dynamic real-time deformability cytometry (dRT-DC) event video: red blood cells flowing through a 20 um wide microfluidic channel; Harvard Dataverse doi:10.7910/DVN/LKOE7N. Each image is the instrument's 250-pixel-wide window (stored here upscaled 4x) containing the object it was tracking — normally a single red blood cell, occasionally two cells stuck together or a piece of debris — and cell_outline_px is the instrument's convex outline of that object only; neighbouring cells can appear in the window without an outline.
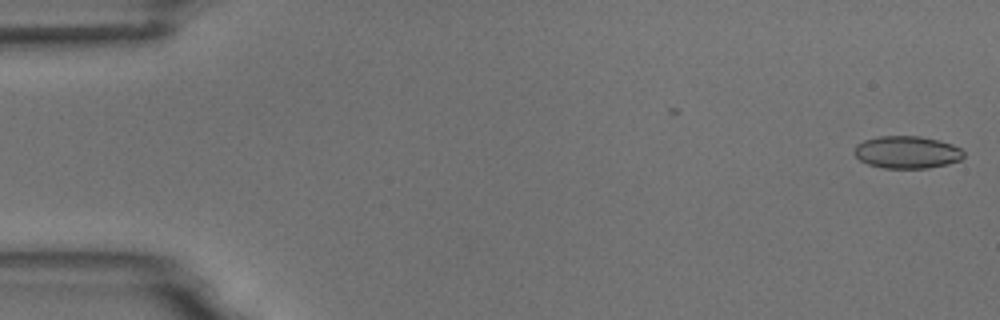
{"species": "common noctule bat (a hibernating species)", "species_latin": "Nyctalus noctula", "temperature_condition": "room temperature", "stored_images_in_passage": 2, "camera_frame_rate_fps": 3000, "um_per_image_px": 0.085, "animal": {"sex": "male", "body_mass_g": 18.8}, "frame": {"image": 1, "passage_image": 2, "time_ms": 1.0, "image_size_px": [1000, 320], "cell_outline_px": [[964, 156], [960, 160], [948, 164], [928, 168], [884, 168], [868, 164], [860, 160], [852, 152], [856, 144], [864, 140], [880, 136], [920, 136], [952, 144], [960, 148], [964, 152]], "centroid_in_image_um": [77.07, 12.94], "position_along_channel_um": 7.9, "area_um2": 20.69}}